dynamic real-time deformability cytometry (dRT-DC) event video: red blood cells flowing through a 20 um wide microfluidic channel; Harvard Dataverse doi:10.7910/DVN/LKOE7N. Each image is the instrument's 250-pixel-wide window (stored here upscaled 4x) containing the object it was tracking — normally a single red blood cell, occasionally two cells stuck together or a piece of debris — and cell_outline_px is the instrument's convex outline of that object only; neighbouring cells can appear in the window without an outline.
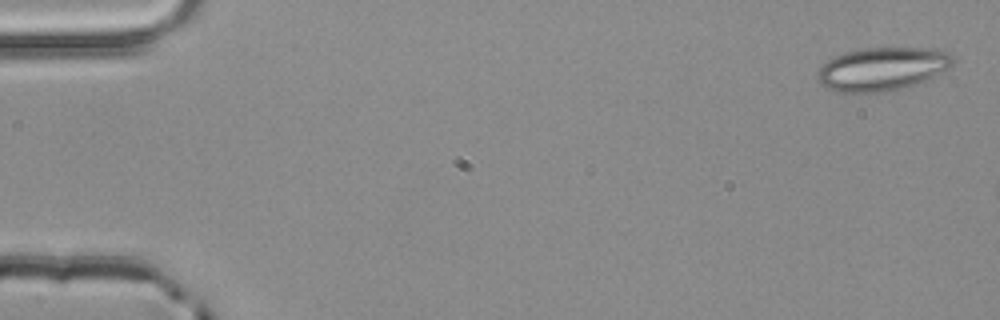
{"species": "common noctule bat (a hibernating species)", "species_latin": "Nyctalus noctula", "temperature_condition": "room temperature", "stored_images_in_passage": 3, "camera_frame_rate_fps": 3000, "um_per_image_px": 0.085, "animal": {"sex": "male", "body_mass_g": 20.4}, "frame": {"image": 1, "passage_image": 1, "time_ms": 0.0, "image_size_px": [1000, 320], "cell_outline_px": [[956, 60], [948, 68], [916, 84], [900, 88], [880, 92], [840, 92], [828, 88], [820, 84], [816, 80], [816, 72], [828, 60], [844, 52], [864, 48], [936, 48], [948, 52]], "centroid_in_image_um": [74.97, 5.84], "position_along_channel_um": 10.0, "area_um2": 33.99}}